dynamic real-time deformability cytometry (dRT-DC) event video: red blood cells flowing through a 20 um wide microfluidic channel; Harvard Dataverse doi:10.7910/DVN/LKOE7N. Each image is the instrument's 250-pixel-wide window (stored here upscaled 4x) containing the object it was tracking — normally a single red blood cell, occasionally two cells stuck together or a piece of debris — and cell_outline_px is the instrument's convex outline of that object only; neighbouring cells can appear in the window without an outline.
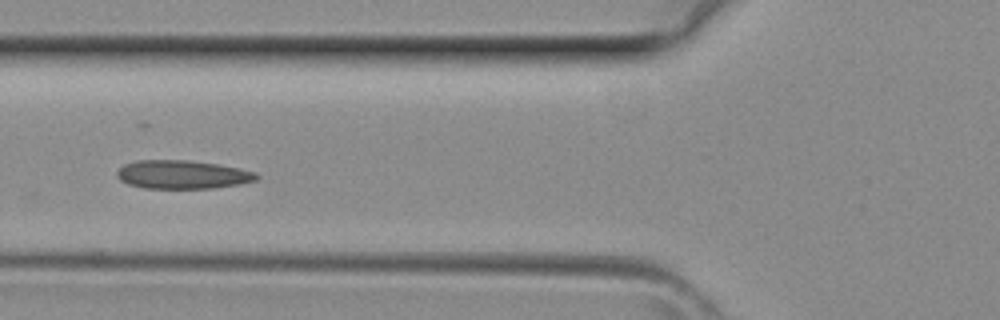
{"species": "common noctule bat (a hibernating species)", "species_latin": "Nyctalus noctula", "temperature_condition": "room temperature", "stored_images_in_passage": 4, "camera_frame_rate_fps": 3000, "um_per_image_px": 0.085, "animal": {"sex": "female", "body_mass_g": 29.2, "forearm_length_mm": 56.3}, "frame": {"image": 1, "passage_image": 3, "time_ms": 0.667, "image_size_px": [1000, 320], "cell_outline_px": [[260, 176], [256, 180], [240, 184], [212, 188], [144, 188], [128, 184], [120, 180], [116, 176], [116, 172], [124, 164], [136, 160], [188, 160], [216, 164], [240, 168], [256, 172]], "centroid_in_image_um": [15.5, 14.83], "position_along_channel_um": 110.3, "area_um2": 23.24}}